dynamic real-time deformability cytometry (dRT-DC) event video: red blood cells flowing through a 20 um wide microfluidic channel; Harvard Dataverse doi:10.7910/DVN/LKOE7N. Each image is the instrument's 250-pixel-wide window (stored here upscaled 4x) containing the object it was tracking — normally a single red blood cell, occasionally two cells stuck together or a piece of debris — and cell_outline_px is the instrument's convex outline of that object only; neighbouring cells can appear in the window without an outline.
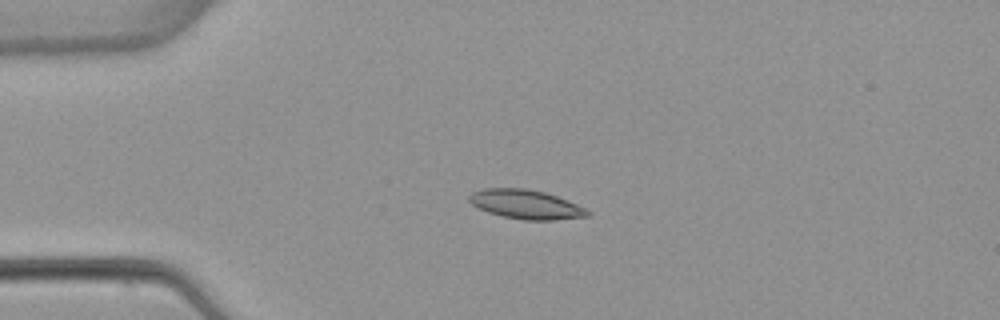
{"species": "common noctule bat (a hibernating species)", "species_latin": "Nyctalus noctula", "temperature_condition": "warm", "stored_images_in_passage": 5, "camera_frame_rate_fps": 3000, "um_per_image_px": 0.085, "animal": {"sex": "female", "body_mass_g": 22.7, "forearm_length_mm": 54.2}, "frame": {"image": 1, "passage_image": 4, "time_ms": 3.667, "image_size_px": [1000, 320], "cell_outline_px": [[592, 212], [588, 216], [556, 220], [524, 220], [500, 216], [488, 212], [472, 204], [468, 200], [468, 196], [472, 192], [484, 188], [524, 188], [544, 192], [556, 196], [576, 204]], "centroid_in_image_um": [44.68, 17.37], "position_along_channel_um": 40.3, "area_um2": 20.06}}